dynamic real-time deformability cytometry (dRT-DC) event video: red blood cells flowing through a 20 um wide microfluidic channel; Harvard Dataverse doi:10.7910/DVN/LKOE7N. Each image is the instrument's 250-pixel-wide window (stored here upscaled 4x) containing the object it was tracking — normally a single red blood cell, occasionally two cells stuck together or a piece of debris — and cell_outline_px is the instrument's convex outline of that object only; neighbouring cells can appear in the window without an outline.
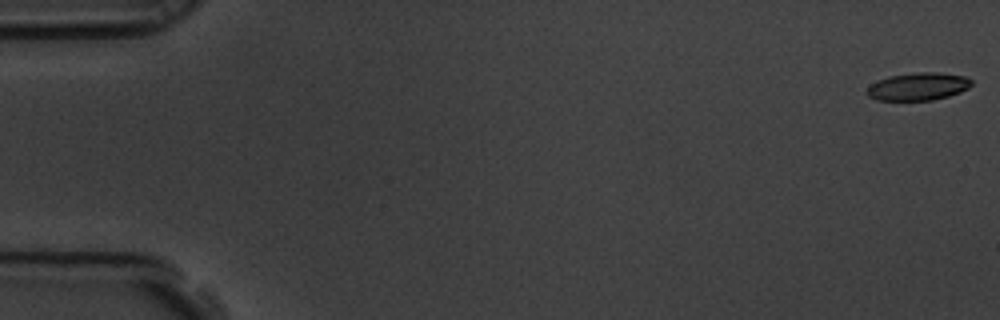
{"species": "common noctule bat (a hibernating species)", "species_latin": "Nyctalus noctula", "temperature_condition": "room temperature", "stored_images_in_passage": 8, "camera_frame_rate_fps": 3000, "um_per_image_px": 0.085, "animal": {"sex": "male", "body_mass_g": 19.5, "forearm_length_mm": 54.6}, "frame": {"image": 1, "passage_image": 1, "time_ms": 0.0, "image_size_px": [1000, 320], "cell_outline_px": [[972, 84], [968, 88], [960, 92], [948, 96], [932, 100], [876, 100], [868, 96], [868, 88], [876, 80], [888, 76], [916, 72], [936, 72], [964, 76], [972, 80]], "centroid_in_image_um": [78.04, 7.35], "position_along_channel_um": 7.0, "area_um2": 16.82}}
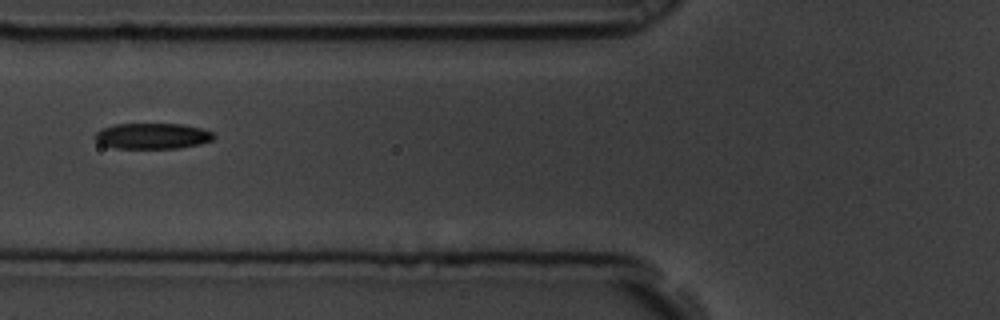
{"frame": {"image": 2, "passage_image": 7, "time_ms": 2.0, "image_size_px": [1000, 320], "cell_outline_px": [[216, 136], [212, 140], [200, 144], [180, 148], [116, 148], [100, 144], [96, 140], [96, 132], [100, 128], [116, 124], [180, 124], [200, 128], [212, 132]], "centroid_in_image_um": [12.95, 11.56], "position_along_channel_um": 112.8, "area_um2": 17.8}}
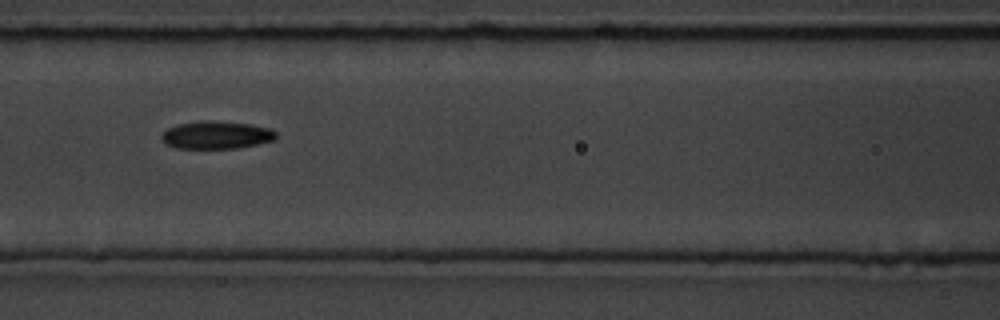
{"frame": {"image": 3, "passage_image": 8, "time_ms": 2.333, "image_size_px": [1000, 320], "cell_outline_px": [[276, 140], [236, 148], [176, 148], [164, 144], [160, 140], [160, 136], [168, 128], [176, 124], [200, 120], [212, 120], [248, 124], [268, 128], [276, 132]], "centroid_in_image_um": [18.33, 11.47], "position_along_channel_um": 148.3, "area_um2": 18.61}}